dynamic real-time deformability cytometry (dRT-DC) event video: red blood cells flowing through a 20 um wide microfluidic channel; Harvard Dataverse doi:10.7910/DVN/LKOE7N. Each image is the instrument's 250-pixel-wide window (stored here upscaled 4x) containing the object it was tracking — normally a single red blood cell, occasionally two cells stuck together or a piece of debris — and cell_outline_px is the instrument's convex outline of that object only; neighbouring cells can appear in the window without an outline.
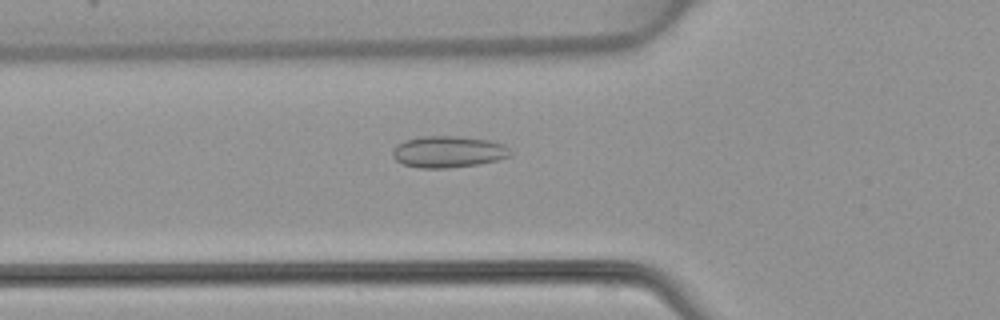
{"species": "common noctule bat (a hibernating species)", "species_latin": "Nyctalus noctula", "temperature_condition": "warm", "stored_images_in_passage": 32, "camera_frame_rate_fps": 3000, "um_per_image_px": 0.085, "animal": {"sex": "female", "body_mass_g": 22.7, "forearm_length_mm": 54.2}, "frame": {"image": 1, "passage_image": 2, "time_ms": 0.333, "image_size_px": [1000, 320], "cell_outline_px": [[512, 156], [480, 164], [448, 168], [420, 168], [404, 164], [396, 160], [392, 156], [392, 148], [396, 144], [404, 140], [424, 136], [456, 136], [488, 140], [504, 144], [512, 152]], "centroid_in_image_um": [38.09, 12.9], "position_along_channel_um": 87.7, "area_um2": 21.79}}
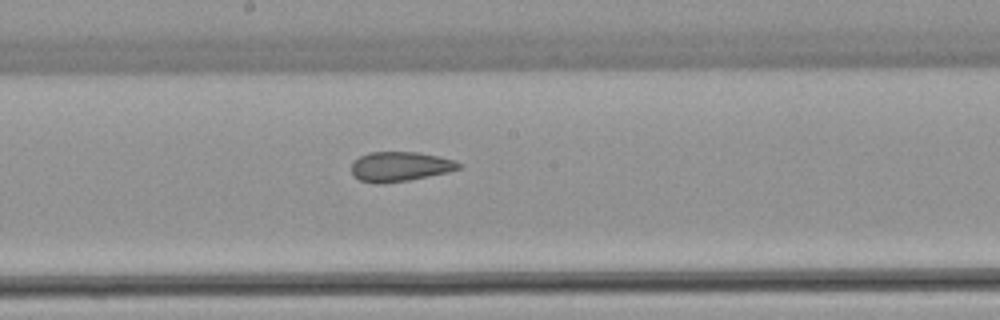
{"frame": {"image": 2, "passage_image": 11, "time_ms": 3.333, "image_size_px": [1000, 320], "cell_outline_px": [[464, 164], [460, 168], [448, 172], [408, 180], [380, 184], [376, 184], [360, 180], [352, 176], [352, 164], [360, 156], [368, 152], [416, 152], [456, 160]], "centroid_in_image_um": [34.01, 14.16], "position_along_channel_um": 214.2, "area_um2": 18.55}}
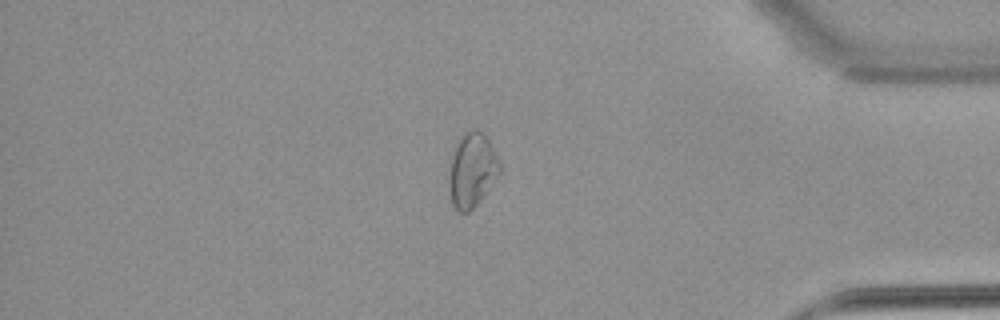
{"frame": {"image": 3, "passage_image": 26, "time_ms": 8.333, "image_size_px": [1000, 320], "cell_outline_px": [[500, 172], [476, 204], [468, 212], [456, 212], [452, 204], [448, 180], [448, 176], [456, 140], [464, 132], [472, 128], [476, 128], [484, 132], [488, 136], [492, 144], [500, 164]], "centroid_in_image_um": [40.1, 14.39], "position_along_channel_um": 395.1, "area_um2": 22.02}}